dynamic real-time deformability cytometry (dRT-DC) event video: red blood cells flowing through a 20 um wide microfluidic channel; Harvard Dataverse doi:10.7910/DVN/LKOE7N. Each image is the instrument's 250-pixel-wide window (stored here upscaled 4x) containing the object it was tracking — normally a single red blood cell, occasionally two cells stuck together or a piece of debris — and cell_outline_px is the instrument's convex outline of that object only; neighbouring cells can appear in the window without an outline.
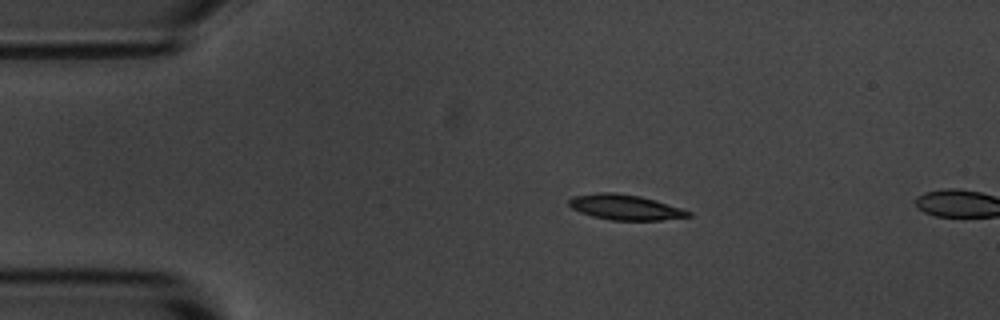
{"species": "common noctule bat (a hibernating species)", "species_latin": "Nyctalus noctula", "temperature_condition": "room temperature", "stored_images_in_passage": 2, "camera_frame_rate_fps": 3000, "um_per_image_px": 0.085, "animal": {"sex": "male", "body_mass_g": 20.1, "forearm_length_mm": 53.5}, "frame": {"image": 1, "passage_image": 1, "time_ms": 0.0, "image_size_px": [1000, 320], "cell_outline_px": [[692, 216], [660, 220], [612, 220], [592, 216], [580, 212], [572, 208], [568, 204], [568, 200], [572, 196], [596, 192], [616, 192], [640, 196], [680, 208], [692, 212]], "centroid_in_image_um": [53.09, 17.6], "position_along_channel_um": 31.9, "area_um2": 17.51}}